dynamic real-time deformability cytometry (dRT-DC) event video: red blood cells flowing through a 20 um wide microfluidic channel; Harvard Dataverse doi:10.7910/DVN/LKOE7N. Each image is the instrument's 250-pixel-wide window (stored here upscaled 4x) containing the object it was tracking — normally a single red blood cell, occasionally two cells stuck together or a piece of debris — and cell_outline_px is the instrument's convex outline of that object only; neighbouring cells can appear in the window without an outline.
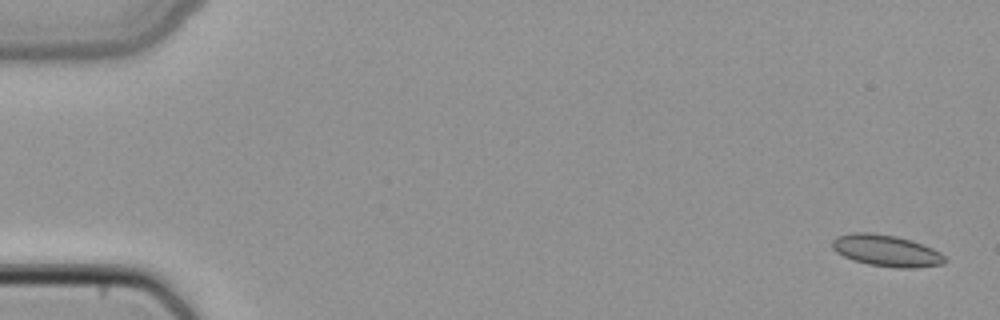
{"species": "common noctule bat (a hibernating species)", "species_latin": "Nyctalus noctula", "temperature_condition": "cold", "stored_images_in_passage": 6, "camera_frame_rate_fps": 3000, "um_per_image_px": 0.085, "animal": {"sex": "female", "body_mass_g": 22.7, "forearm_length_mm": 54.2}, "frame": {"image": 1, "passage_image": 1, "time_ms": 0.0, "image_size_px": [1000, 320], "cell_outline_px": [[948, 260], [944, 264], [916, 268], [900, 268], [868, 264], [852, 260], [836, 252], [832, 248], [832, 240], [836, 236], [852, 232], [868, 232], [896, 236], [912, 240], [932, 248], [940, 252]], "centroid_in_image_um": [75.34, 21.3], "position_along_channel_um": 9.7, "area_um2": 20.87}}
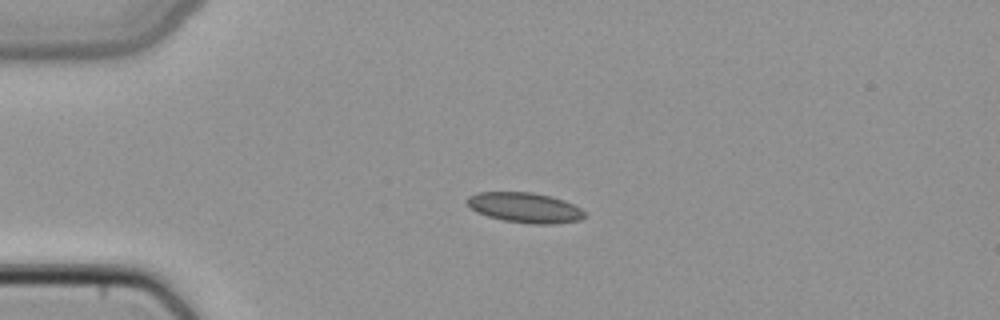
{"frame": {"image": 2, "passage_image": 4, "time_ms": 1.0, "image_size_px": [1000, 320], "cell_outline_px": [[584, 216], [580, 220], [556, 224], [532, 224], [504, 220], [488, 216], [476, 212], [468, 204], [468, 196], [476, 192], [532, 192], [552, 196], [564, 200], [580, 208], [584, 212]], "centroid_in_image_um": [44.62, 17.64], "position_along_channel_um": 40.4, "area_um2": 20.58}}